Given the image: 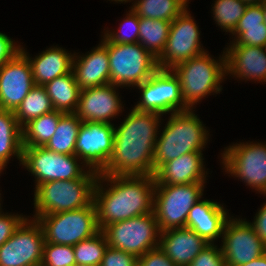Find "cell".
Returning <instances> with one entry per match:
<instances>
[{
	"label": "cell",
	"mask_w": 266,
	"mask_h": 266,
	"mask_svg": "<svg viewBox=\"0 0 266 266\" xmlns=\"http://www.w3.org/2000/svg\"><path fill=\"white\" fill-rule=\"evenodd\" d=\"M161 116L133 107L122 124L115 127L113 153L99 174L154 175L153 155Z\"/></svg>",
	"instance_id": "6da1fadb"
},
{
	"label": "cell",
	"mask_w": 266,
	"mask_h": 266,
	"mask_svg": "<svg viewBox=\"0 0 266 266\" xmlns=\"http://www.w3.org/2000/svg\"><path fill=\"white\" fill-rule=\"evenodd\" d=\"M104 181H108V189L103 188L101 182ZM154 190V175L99 174L93 191L99 230L115 222L152 213Z\"/></svg>",
	"instance_id": "7a4b0ae2"
},
{
	"label": "cell",
	"mask_w": 266,
	"mask_h": 266,
	"mask_svg": "<svg viewBox=\"0 0 266 266\" xmlns=\"http://www.w3.org/2000/svg\"><path fill=\"white\" fill-rule=\"evenodd\" d=\"M192 110L171 113L163 132L155 142L154 174L169 160L187 153L202 152L205 148L209 133Z\"/></svg>",
	"instance_id": "3957f363"
},
{
	"label": "cell",
	"mask_w": 266,
	"mask_h": 266,
	"mask_svg": "<svg viewBox=\"0 0 266 266\" xmlns=\"http://www.w3.org/2000/svg\"><path fill=\"white\" fill-rule=\"evenodd\" d=\"M85 171L86 173L81 178L49 181L35 187L34 219L40 215L89 206L93 202V191L99 173L91 169Z\"/></svg>",
	"instance_id": "277c9868"
},
{
	"label": "cell",
	"mask_w": 266,
	"mask_h": 266,
	"mask_svg": "<svg viewBox=\"0 0 266 266\" xmlns=\"http://www.w3.org/2000/svg\"><path fill=\"white\" fill-rule=\"evenodd\" d=\"M207 53L181 62L171 69L179 79L182 99L189 109H193L194 104L206 95L222 91L220 83L226 75L225 52L219 61Z\"/></svg>",
	"instance_id": "5b68a950"
},
{
	"label": "cell",
	"mask_w": 266,
	"mask_h": 266,
	"mask_svg": "<svg viewBox=\"0 0 266 266\" xmlns=\"http://www.w3.org/2000/svg\"><path fill=\"white\" fill-rule=\"evenodd\" d=\"M101 43L108 50L110 83L115 86H137L157 69V58L139 43L113 44L104 36Z\"/></svg>",
	"instance_id": "8992f818"
},
{
	"label": "cell",
	"mask_w": 266,
	"mask_h": 266,
	"mask_svg": "<svg viewBox=\"0 0 266 266\" xmlns=\"http://www.w3.org/2000/svg\"><path fill=\"white\" fill-rule=\"evenodd\" d=\"M204 184H155L153 212L161 232L186 227L190 209L202 198Z\"/></svg>",
	"instance_id": "52a82bcc"
},
{
	"label": "cell",
	"mask_w": 266,
	"mask_h": 266,
	"mask_svg": "<svg viewBox=\"0 0 266 266\" xmlns=\"http://www.w3.org/2000/svg\"><path fill=\"white\" fill-rule=\"evenodd\" d=\"M36 220L43 229L45 243L74 246L99 231L94 202L76 210L40 215Z\"/></svg>",
	"instance_id": "ba28073f"
},
{
	"label": "cell",
	"mask_w": 266,
	"mask_h": 266,
	"mask_svg": "<svg viewBox=\"0 0 266 266\" xmlns=\"http://www.w3.org/2000/svg\"><path fill=\"white\" fill-rule=\"evenodd\" d=\"M110 247L137 258L159 247L160 229L154 212L115 222L102 229ZM158 237V238H156Z\"/></svg>",
	"instance_id": "9c48e42d"
},
{
	"label": "cell",
	"mask_w": 266,
	"mask_h": 266,
	"mask_svg": "<svg viewBox=\"0 0 266 266\" xmlns=\"http://www.w3.org/2000/svg\"><path fill=\"white\" fill-rule=\"evenodd\" d=\"M137 87L142 94L134 108L139 111L163 115L189 110L182 99L179 79L171 69L158 68Z\"/></svg>",
	"instance_id": "30bf717a"
},
{
	"label": "cell",
	"mask_w": 266,
	"mask_h": 266,
	"mask_svg": "<svg viewBox=\"0 0 266 266\" xmlns=\"http://www.w3.org/2000/svg\"><path fill=\"white\" fill-rule=\"evenodd\" d=\"M222 154L225 172L266 195V144L237 143L225 148Z\"/></svg>",
	"instance_id": "8fae6325"
},
{
	"label": "cell",
	"mask_w": 266,
	"mask_h": 266,
	"mask_svg": "<svg viewBox=\"0 0 266 266\" xmlns=\"http://www.w3.org/2000/svg\"><path fill=\"white\" fill-rule=\"evenodd\" d=\"M76 155L59 154L45 147H23L22 164L35 177V186L49 181L74 180L86 172Z\"/></svg>",
	"instance_id": "7c38bea8"
},
{
	"label": "cell",
	"mask_w": 266,
	"mask_h": 266,
	"mask_svg": "<svg viewBox=\"0 0 266 266\" xmlns=\"http://www.w3.org/2000/svg\"><path fill=\"white\" fill-rule=\"evenodd\" d=\"M198 29L186 8L171 22L166 45L157 58L158 68L172 69L177 64L206 52L201 48Z\"/></svg>",
	"instance_id": "4fadbf2b"
},
{
	"label": "cell",
	"mask_w": 266,
	"mask_h": 266,
	"mask_svg": "<svg viewBox=\"0 0 266 266\" xmlns=\"http://www.w3.org/2000/svg\"><path fill=\"white\" fill-rule=\"evenodd\" d=\"M45 236L40 223L26 218L0 246V266H40Z\"/></svg>",
	"instance_id": "5bb4252c"
},
{
	"label": "cell",
	"mask_w": 266,
	"mask_h": 266,
	"mask_svg": "<svg viewBox=\"0 0 266 266\" xmlns=\"http://www.w3.org/2000/svg\"><path fill=\"white\" fill-rule=\"evenodd\" d=\"M221 237L226 266L243 265L266 253V245L250 222L245 220L230 217L225 223Z\"/></svg>",
	"instance_id": "9a60e30c"
},
{
	"label": "cell",
	"mask_w": 266,
	"mask_h": 266,
	"mask_svg": "<svg viewBox=\"0 0 266 266\" xmlns=\"http://www.w3.org/2000/svg\"><path fill=\"white\" fill-rule=\"evenodd\" d=\"M112 123L82 122L75 143V155L88 169L100 173L108 163L114 145Z\"/></svg>",
	"instance_id": "2e32d148"
},
{
	"label": "cell",
	"mask_w": 266,
	"mask_h": 266,
	"mask_svg": "<svg viewBox=\"0 0 266 266\" xmlns=\"http://www.w3.org/2000/svg\"><path fill=\"white\" fill-rule=\"evenodd\" d=\"M34 86L30 62L20 51L0 68V109L14 112Z\"/></svg>",
	"instance_id": "e0dca14e"
},
{
	"label": "cell",
	"mask_w": 266,
	"mask_h": 266,
	"mask_svg": "<svg viewBox=\"0 0 266 266\" xmlns=\"http://www.w3.org/2000/svg\"><path fill=\"white\" fill-rule=\"evenodd\" d=\"M118 87L110 83L82 89L75 112L77 117L82 122L111 123L110 119L123 109L119 95L116 93Z\"/></svg>",
	"instance_id": "ac0fdd59"
},
{
	"label": "cell",
	"mask_w": 266,
	"mask_h": 266,
	"mask_svg": "<svg viewBox=\"0 0 266 266\" xmlns=\"http://www.w3.org/2000/svg\"><path fill=\"white\" fill-rule=\"evenodd\" d=\"M225 50L226 74L266 82V47L229 45Z\"/></svg>",
	"instance_id": "d6986e66"
},
{
	"label": "cell",
	"mask_w": 266,
	"mask_h": 266,
	"mask_svg": "<svg viewBox=\"0 0 266 266\" xmlns=\"http://www.w3.org/2000/svg\"><path fill=\"white\" fill-rule=\"evenodd\" d=\"M159 247L176 266H188L209 244L194 230L171 228L160 233Z\"/></svg>",
	"instance_id": "ffe728a7"
},
{
	"label": "cell",
	"mask_w": 266,
	"mask_h": 266,
	"mask_svg": "<svg viewBox=\"0 0 266 266\" xmlns=\"http://www.w3.org/2000/svg\"><path fill=\"white\" fill-rule=\"evenodd\" d=\"M202 152L181 155L164 163L154 174L155 184L176 185L206 182Z\"/></svg>",
	"instance_id": "44dd1931"
},
{
	"label": "cell",
	"mask_w": 266,
	"mask_h": 266,
	"mask_svg": "<svg viewBox=\"0 0 266 266\" xmlns=\"http://www.w3.org/2000/svg\"><path fill=\"white\" fill-rule=\"evenodd\" d=\"M230 218L224 206L210 200H199L189 211L186 228L194 230L206 242L214 243L223 234Z\"/></svg>",
	"instance_id": "7402d4cb"
},
{
	"label": "cell",
	"mask_w": 266,
	"mask_h": 266,
	"mask_svg": "<svg viewBox=\"0 0 266 266\" xmlns=\"http://www.w3.org/2000/svg\"><path fill=\"white\" fill-rule=\"evenodd\" d=\"M72 71L81 90L110 84L107 48L101 43L83 57L74 53Z\"/></svg>",
	"instance_id": "603a6c76"
},
{
	"label": "cell",
	"mask_w": 266,
	"mask_h": 266,
	"mask_svg": "<svg viewBox=\"0 0 266 266\" xmlns=\"http://www.w3.org/2000/svg\"><path fill=\"white\" fill-rule=\"evenodd\" d=\"M21 52L30 62L35 85L44 86L56 77L72 72L74 54L60 47H50L35 58L29 57L23 47Z\"/></svg>",
	"instance_id": "cb8c5ba5"
},
{
	"label": "cell",
	"mask_w": 266,
	"mask_h": 266,
	"mask_svg": "<svg viewBox=\"0 0 266 266\" xmlns=\"http://www.w3.org/2000/svg\"><path fill=\"white\" fill-rule=\"evenodd\" d=\"M261 4L247 5L244 15L232 33L236 38L231 45L266 47V24Z\"/></svg>",
	"instance_id": "d4e9b609"
},
{
	"label": "cell",
	"mask_w": 266,
	"mask_h": 266,
	"mask_svg": "<svg viewBox=\"0 0 266 266\" xmlns=\"http://www.w3.org/2000/svg\"><path fill=\"white\" fill-rule=\"evenodd\" d=\"M22 127L13 111L0 109V173L14 155L22 162Z\"/></svg>",
	"instance_id": "484cf974"
},
{
	"label": "cell",
	"mask_w": 266,
	"mask_h": 266,
	"mask_svg": "<svg viewBox=\"0 0 266 266\" xmlns=\"http://www.w3.org/2000/svg\"><path fill=\"white\" fill-rule=\"evenodd\" d=\"M53 109L63 113H75L80 96V87L72 72L56 77L44 85Z\"/></svg>",
	"instance_id": "4316f807"
},
{
	"label": "cell",
	"mask_w": 266,
	"mask_h": 266,
	"mask_svg": "<svg viewBox=\"0 0 266 266\" xmlns=\"http://www.w3.org/2000/svg\"><path fill=\"white\" fill-rule=\"evenodd\" d=\"M64 114L53 110L26 123L22 127L23 147H44L54 135L59 119Z\"/></svg>",
	"instance_id": "83f0119b"
},
{
	"label": "cell",
	"mask_w": 266,
	"mask_h": 266,
	"mask_svg": "<svg viewBox=\"0 0 266 266\" xmlns=\"http://www.w3.org/2000/svg\"><path fill=\"white\" fill-rule=\"evenodd\" d=\"M82 121L75 113H65L56 127V131L44 146L59 154L75 155V143Z\"/></svg>",
	"instance_id": "f1b7e54d"
},
{
	"label": "cell",
	"mask_w": 266,
	"mask_h": 266,
	"mask_svg": "<svg viewBox=\"0 0 266 266\" xmlns=\"http://www.w3.org/2000/svg\"><path fill=\"white\" fill-rule=\"evenodd\" d=\"M171 22L140 17L138 43L158 58L164 50Z\"/></svg>",
	"instance_id": "f546056e"
},
{
	"label": "cell",
	"mask_w": 266,
	"mask_h": 266,
	"mask_svg": "<svg viewBox=\"0 0 266 266\" xmlns=\"http://www.w3.org/2000/svg\"><path fill=\"white\" fill-rule=\"evenodd\" d=\"M53 106L46 89L42 85H35L14 111L17 122L23 127L30 120L43 114L52 112Z\"/></svg>",
	"instance_id": "4dcf8cb0"
},
{
	"label": "cell",
	"mask_w": 266,
	"mask_h": 266,
	"mask_svg": "<svg viewBox=\"0 0 266 266\" xmlns=\"http://www.w3.org/2000/svg\"><path fill=\"white\" fill-rule=\"evenodd\" d=\"M189 0H138L131 7L139 17L172 22L187 8Z\"/></svg>",
	"instance_id": "1f68e13d"
},
{
	"label": "cell",
	"mask_w": 266,
	"mask_h": 266,
	"mask_svg": "<svg viewBox=\"0 0 266 266\" xmlns=\"http://www.w3.org/2000/svg\"><path fill=\"white\" fill-rule=\"evenodd\" d=\"M108 246L104 233L99 230L95 235L73 246L76 264L100 266Z\"/></svg>",
	"instance_id": "d6a6232c"
},
{
	"label": "cell",
	"mask_w": 266,
	"mask_h": 266,
	"mask_svg": "<svg viewBox=\"0 0 266 266\" xmlns=\"http://www.w3.org/2000/svg\"><path fill=\"white\" fill-rule=\"evenodd\" d=\"M246 7L241 0H215L212 7L215 22L224 31L233 33Z\"/></svg>",
	"instance_id": "836d02e7"
},
{
	"label": "cell",
	"mask_w": 266,
	"mask_h": 266,
	"mask_svg": "<svg viewBox=\"0 0 266 266\" xmlns=\"http://www.w3.org/2000/svg\"><path fill=\"white\" fill-rule=\"evenodd\" d=\"M73 246L45 243L40 266H74Z\"/></svg>",
	"instance_id": "e575fe53"
},
{
	"label": "cell",
	"mask_w": 266,
	"mask_h": 266,
	"mask_svg": "<svg viewBox=\"0 0 266 266\" xmlns=\"http://www.w3.org/2000/svg\"><path fill=\"white\" fill-rule=\"evenodd\" d=\"M139 20L140 17L137 13L131 8L127 17L123 19V23L120 24L119 32L115 31L109 32L108 30L104 33V37L113 44H130L138 43L139 39ZM129 28L131 33H122V29ZM122 28V29H121Z\"/></svg>",
	"instance_id": "d590c367"
},
{
	"label": "cell",
	"mask_w": 266,
	"mask_h": 266,
	"mask_svg": "<svg viewBox=\"0 0 266 266\" xmlns=\"http://www.w3.org/2000/svg\"><path fill=\"white\" fill-rule=\"evenodd\" d=\"M188 266H226L221 246L209 243Z\"/></svg>",
	"instance_id": "8d00e7d4"
},
{
	"label": "cell",
	"mask_w": 266,
	"mask_h": 266,
	"mask_svg": "<svg viewBox=\"0 0 266 266\" xmlns=\"http://www.w3.org/2000/svg\"><path fill=\"white\" fill-rule=\"evenodd\" d=\"M137 257L108 246L100 266H137Z\"/></svg>",
	"instance_id": "74e56055"
},
{
	"label": "cell",
	"mask_w": 266,
	"mask_h": 266,
	"mask_svg": "<svg viewBox=\"0 0 266 266\" xmlns=\"http://www.w3.org/2000/svg\"><path fill=\"white\" fill-rule=\"evenodd\" d=\"M26 219L23 215L4 214L0 215V246L3 245Z\"/></svg>",
	"instance_id": "f35d334b"
},
{
	"label": "cell",
	"mask_w": 266,
	"mask_h": 266,
	"mask_svg": "<svg viewBox=\"0 0 266 266\" xmlns=\"http://www.w3.org/2000/svg\"><path fill=\"white\" fill-rule=\"evenodd\" d=\"M137 266H176L160 247L147 251L137 259Z\"/></svg>",
	"instance_id": "ab89813d"
},
{
	"label": "cell",
	"mask_w": 266,
	"mask_h": 266,
	"mask_svg": "<svg viewBox=\"0 0 266 266\" xmlns=\"http://www.w3.org/2000/svg\"><path fill=\"white\" fill-rule=\"evenodd\" d=\"M21 51V46L6 34L0 32V68L13 59Z\"/></svg>",
	"instance_id": "60d3db41"
},
{
	"label": "cell",
	"mask_w": 266,
	"mask_h": 266,
	"mask_svg": "<svg viewBox=\"0 0 266 266\" xmlns=\"http://www.w3.org/2000/svg\"><path fill=\"white\" fill-rule=\"evenodd\" d=\"M253 226L256 234L266 245V203L260 208L254 217L253 223L250 222Z\"/></svg>",
	"instance_id": "b9f144b4"
},
{
	"label": "cell",
	"mask_w": 266,
	"mask_h": 266,
	"mask_svg": "<svg viewBox=\"0 0 266 266\" xmlns=\"http://www.w3.org/2000/svg\"><path fill=\"white\" fill-rule=\"evenodd\" d=\"M238 266H266V253L261 257L252 260L249 263Z\"/></svg>",
	"instance_id": "7bdbcfd3"
},
{
	"label": "cell",
	"mask_w": 266,
	"mask_h": 266,
	"mask_svg": "<svg viewBox=\"0 0 266 266\" xmlns=\"http://www.w3.org/2000/svg\"><path fill=\"white\" fill-rule=\"evenodd\" d=\"M247 5L262 4L265 0H241Z\"/></svg>",
	"instance_id": "ee69618b"
},
{
	"label": "cell",
	"mask_w": 266,
	"mask_h": 266,
	"mask_svg": "<svg viewBox=\"0 0 266 266\" xmlns=\"http://www.w3.org/2000/svg\"><path fill=\"white\" fill-rule=\"evenodd\" d=\"M261 5H262L264 16H265L264 23L266 24V0Z\"/></svg>",
	"instance_id": "f6af8a7d"
},
{
	"label": "cell",
	"mask_w": 266,
	"mask_h": 266,
	"mask_svg": "<svg viewBox=\"0 0 266 266\" xmlns=\"http://www.w3.org/2000/svg\"><path fill=\"white\" fill-rule=\"evenodd\" d=\"M111 1H115V2H121V3H123V2H129L130 0H111ZM132 1V0H131Z\"/></svg>",
	"instance_id": "bcb514c9"
},
{
	"label": "cell",
	"mask_w": 266,
	"mask_h": 266,
	"mask_svg": "<svg viewBox=\"0 0 266 266\" xmlns=\"http://www.w3.org/2000/svg\"><path fill=\"white\" fill-rule=\"evenodd\" d=\"M74 266H87V265H80V264H75Z\"/></svg>",
	"instance_id": "7dc6e473"
},
{
	"label": "cell",
	"mask_w": 266,
	"mask_h": 266,
	"mask_svg": "<svg viewBox=\"0 0 266 266\" xmlns=\"http://www.w3.org/2000/svg\"><path fill=\"white\" fill-rule=\"evenodd\" d=\"M1 195V194H0ZM0 200H1V198H0ZM0 207H1V203H0ZM1 213H2V211H1V208H0V215H1Z\"/></svg>",
	"instance_id": "c3c4849f"
}]
</instances>
